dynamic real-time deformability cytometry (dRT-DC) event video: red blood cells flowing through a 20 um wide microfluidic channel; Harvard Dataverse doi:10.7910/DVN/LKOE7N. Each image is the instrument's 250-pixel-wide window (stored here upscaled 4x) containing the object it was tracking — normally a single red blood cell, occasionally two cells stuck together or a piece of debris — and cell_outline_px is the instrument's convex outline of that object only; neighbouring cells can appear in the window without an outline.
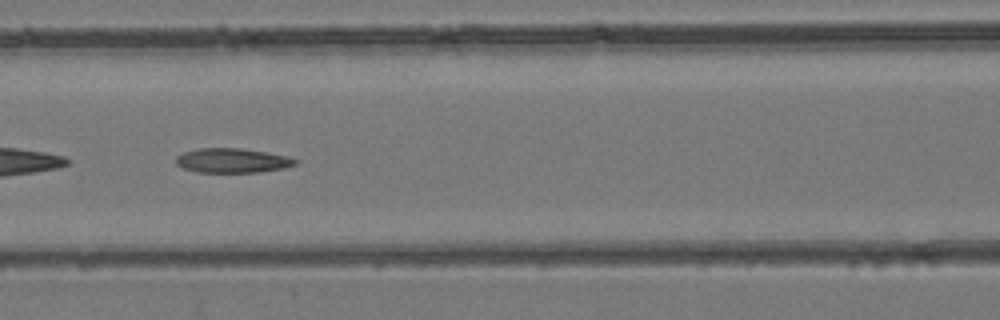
{"species": "common noctule bat (a hibernating species)", "species_latin": "Nyctalus noctula", "temperature_condition": "room temperature", "stored_images_in_passage": 43, "camera_frame_rate_fps": 3000, "um_per_image_px": 0.085, "animal": {"sex": "female", "body_mass_g": 24.6, "forearm_length_mm": 56.2}, "frame": {"image": 1, "passage_image": 19, "time_ms": 6.0, "image_size_px": [1000, 320], "cell_outline_px": [[300, 160], [296, 164], [284, 168], [256, 172], [196, 172], [184, 168], [176, 164], [176, 156], [184, 152], [200, 148], [240, 148], [288, 156]], "centroid_in_image_um": [19.75, 13.64], "position_along_channel_um": 146.8, "area_um2": 16.94}}